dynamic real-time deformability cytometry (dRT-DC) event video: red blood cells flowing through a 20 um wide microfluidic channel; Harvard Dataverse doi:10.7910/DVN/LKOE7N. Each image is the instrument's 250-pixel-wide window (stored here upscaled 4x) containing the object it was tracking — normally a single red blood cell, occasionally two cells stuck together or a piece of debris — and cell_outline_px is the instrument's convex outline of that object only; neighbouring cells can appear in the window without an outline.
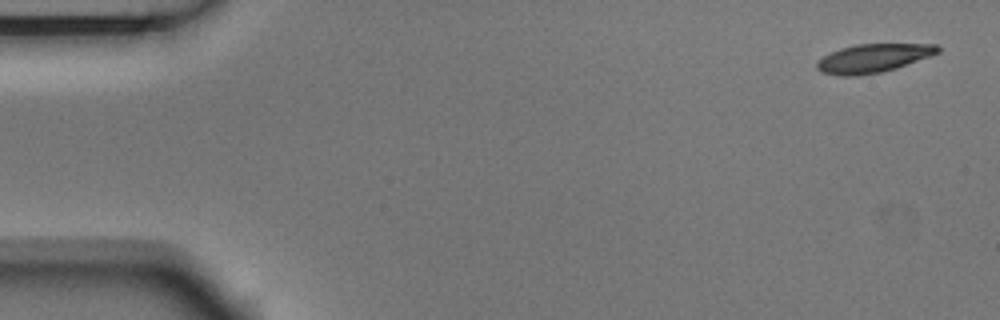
{"species": "Egyptian fruit bat (a non-hibernating species)", "species_latin": "Rousettus aegyptiacus", "temperature_condition": "room temperature", "stored_images_in_passage": 4, "camera_frame_rate_fps": 3000, "um_per_image_px": 0.085, "animal": {"sex": "male"}, "frame": {"image": 1, "passage_image": 1, "time_ms": 0.0, "image_size_px": [1000, 320], "cell_outline_px": [[940, 52], [896, 68], [880, 72], [856, 76], [840, 76], [820, 72], [816, 68], [816, 60], [840, 48], [856, 44], [936, 44], [940, 48]], "centroid_in_image_um": [74.17, 4.95], "position_along_channel_um": 10.8, "area_um2": 20.06}}
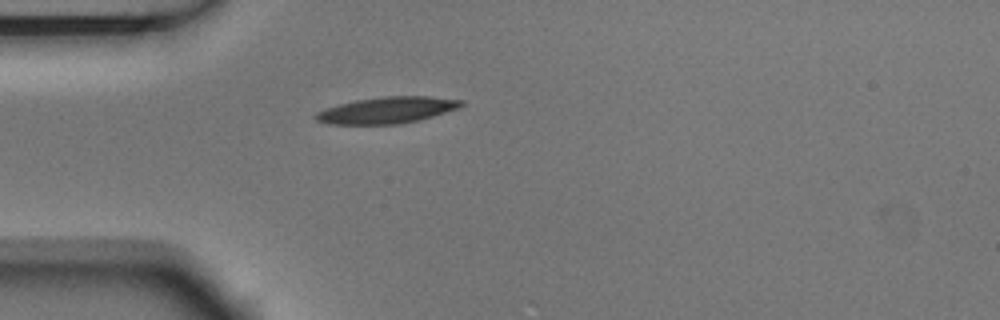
{"frame": {"image": 2, "passage_image": 4, "time_ms": 1.0, "image_size_px": [1000, 320], "cell_outline_px": [[464, 104], [460, 108], [420, 120], [400, 124], [328, 124], [316, 120], [312, 116], [316, 112], [340, 104], [356, 100], [384, 96], [428, 96], [464, 100]], "centroid_in_image_um": [32.93, 9.36], "position_along_channel_um": 52.1, "area_um2": 22.48}}